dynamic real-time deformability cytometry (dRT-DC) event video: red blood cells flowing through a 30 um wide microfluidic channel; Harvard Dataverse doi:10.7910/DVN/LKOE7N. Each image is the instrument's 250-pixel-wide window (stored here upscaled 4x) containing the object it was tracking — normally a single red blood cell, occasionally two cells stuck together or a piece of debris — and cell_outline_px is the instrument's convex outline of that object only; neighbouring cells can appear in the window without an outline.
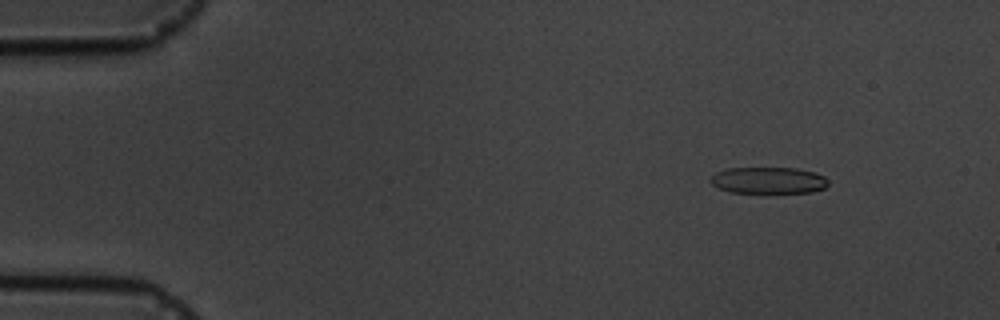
{"species": "common noctule bat (a hibernating species)", "species_latin": "Nyctalus noctula", "temperature_condition": "cold", "stored_images_in_passage": 5, "camera_frame_rate_fps": 3000, "um_per_image_px": 0.085, "animal": {"sex": "male", "body_mass_g": 19.5, "forearm_length_mm": 54.6}, "frame": {"image": 1, "passage_image": 2, "time_ms": 1.333, "image_size_px": [1000, 320], "cell_outline_px": [[828, 184], [824, 188], [812, 192], [732, 192], [720, 188], [712, 184], [708, 180], [716, 172], [728, 168], [796, 168], [816, 172], [824, 176], [828, 180]], "centroid_in_image_um": [65.33, 15.32], "position_along_channel_um": 19.7, "area_um2": 18.09}}
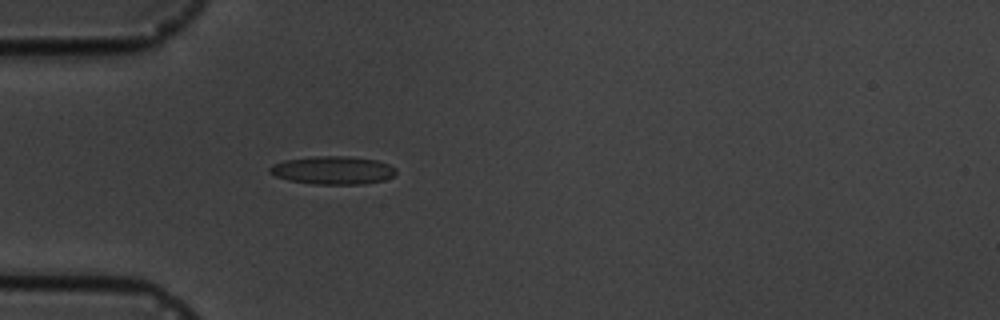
{"frame": {"image": 2, "passage_image": 5, "time_ms": 4.667, "image_size_px": [1000, 320], "cell_outline_px": [[396, 176], [384, 180], [364, 184], [312, 184], [288, 180], [276, 176], [268, 172], [268, 168], [272, 164], [284, 160], [316, 156], [348, 156], [376, 160], [388, 164], [396, 168]], "centroid_in_image_um": [28.3, 14.47], "position_along_channel_um": 56.7, "area_um2": 20.87}}